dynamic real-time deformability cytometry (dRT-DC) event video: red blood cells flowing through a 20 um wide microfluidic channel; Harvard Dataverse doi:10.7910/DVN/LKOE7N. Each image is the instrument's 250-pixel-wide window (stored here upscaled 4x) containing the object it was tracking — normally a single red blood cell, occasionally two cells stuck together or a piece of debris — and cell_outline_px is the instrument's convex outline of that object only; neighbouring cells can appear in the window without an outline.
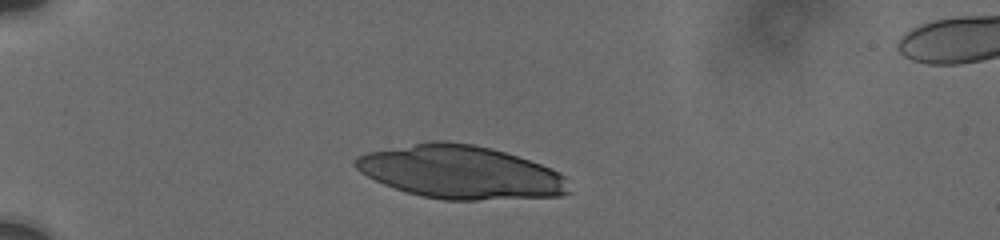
{"species": "human", "species_latin": "Homo sapiens", "temperature_condition": "cold", "stored_images_in_passage": 34, "camera_frame_rate_fps": 3000, "um_per_image_px": 0.085, "donor": {"sex": "male"}, "frame": {"image": 1, "passage_image": 1, "time_ms": 0.0, "image_size_px": [1000, 240], "cell_outline_px": [[572, 192], [560, 196], [476, 200], [444, 200], [420, 196], [384, 184], [360, 172], [352, 164], [352, 160], [356, 156], [368, 152], [428, 140], [448, 140], [472, 144], [492, 148], [552, 168], [560, 172], [564, 176]], "centroid_in_image_um": [39.13, 14.62], "position_along_channel_um": 45.9, "area_um2": 66.41}}